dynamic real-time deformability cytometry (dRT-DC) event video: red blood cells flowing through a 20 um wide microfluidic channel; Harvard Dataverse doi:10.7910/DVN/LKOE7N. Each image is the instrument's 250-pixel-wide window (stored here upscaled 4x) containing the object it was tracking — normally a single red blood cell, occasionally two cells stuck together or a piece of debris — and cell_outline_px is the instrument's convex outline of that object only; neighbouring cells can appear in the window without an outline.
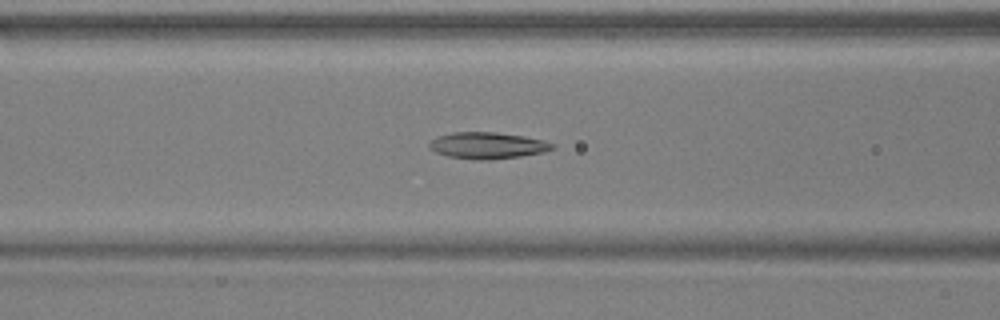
{"species": "common noctule bat (a hibernating species)", "species_latin": "Nyctalus noctula", "temperature_condition": "warm", "stored_images_in_passage": 43, "camera_frame_rate_fps": 3000, "um_per_image_px": 0.085, "animal": {"sex": "male", "body_mass_g": 17.9, "forearm_length_mm": 54.2}, "frame": {"image": 1, "passage_image": 11, "time_ms": 3.333, "image_size_px": [1000, 320], "cell_outline_px": [[556, 148], [544, 152], [520, 156], [492, 160], [480, 160], [448, 156], [436, 152], [428, 148], [428, 144], [436, 136], [452, 132], [496, 132], [524, 136], [544, 140], [556, 144]], "centroid_in_image_um": [41.46, 12.36], "position_along_channel_um": 125.1, "area_um2": 19.19}}
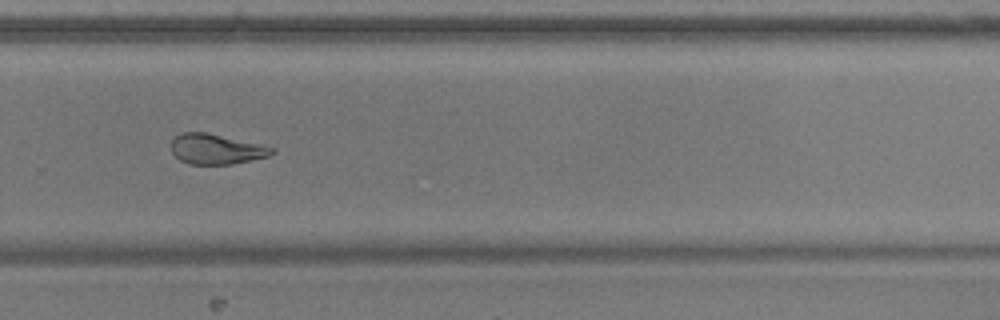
{"frame": {"image": 2, "passage_image": 26, "time_ms": 8.333, "image_size_px": [1000, 320], "cell_outline_px": [[276, 152], [268, 156], [252, 160], [232, 164], [188, 164], [180, 160], [172, 152], [172, 140], [176, 136], [184, 132], [204, 132], [264, 144], [276, 148]], "centroid_in_image_um": [18.44, 12.67], "position_along_channel_um": 311.4, "area_um2": 17.8}}
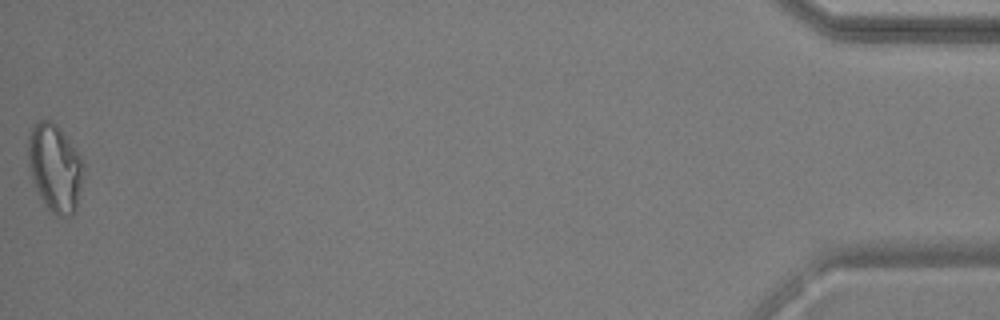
{"frame": {"image": 3, "passage_image": 43, "time_ms": 14.0, "image_size_px": [1000, 320], "cell_outline_px": [[84, 168], [76, 212], [72, 216], [56, 216], [48, 208], [40, 196], [32, 180], [28, 164], [28, 140], [32, 128], [36, 120], [48, 120], [56, 124], [60, 128], [80, 156], [84, 164]], "centroid_in_image_um": [4.67, 14.28], "position_along_channel_um": 430.5, "area_um2": 28.21}, "authors_computed_cell_mechanics": {"area_um2": 19.1318, "velocity_mm_per_s": 3.7303, "shape_relaxation_time_tau1_ms": 7.8141, "shape_relaxation_time_tau2_ms": 2.9046, "deformation_change_tau1": 0.2286, "deformation_change_tau2": 0.1009}}